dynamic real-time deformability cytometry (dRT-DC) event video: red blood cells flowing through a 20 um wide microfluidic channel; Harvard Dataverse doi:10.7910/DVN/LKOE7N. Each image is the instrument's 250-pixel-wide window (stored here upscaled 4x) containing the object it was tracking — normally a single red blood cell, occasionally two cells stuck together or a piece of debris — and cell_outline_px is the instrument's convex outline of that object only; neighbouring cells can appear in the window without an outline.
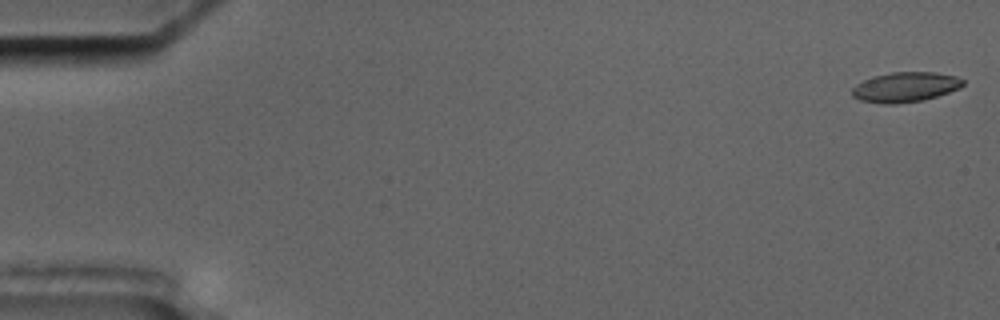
{"species": "common noctule bat (a hibernating species)", "species_latin": "Nyctalus noctula", "temperature_condition": "cold", "stored_images_in_passage": 6, "segment_of_instrument_passage": [1, 2], "camera_frame_rate_fps": 3000, "um_per_image_px": 0.085, "animal": {"sex": "male", "body_mass_g": 17.5, "forearm_length_mm": 52.3}, "frame": {"image": 1, "passage_image": 1, "time_ms": 0.0, "image_size_px": [1000, 320], "cell_outline_px": [[964, 84], [960, 88], [924, 100], [892, 104], [884, 104], [860, 100], [852, 96], [852, 88], [856, 84], [864, 80], [876, 76], [892, 72], [936, 72], [956, 76], [964, 80]], "centroid_in_image_um": [76.96, 7.4], "position_along_channel_um": 8.0, "area_um2": 19.25}}
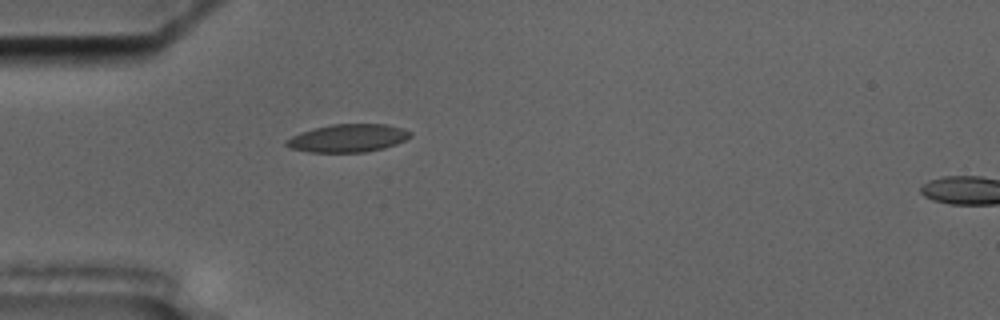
{"frame": {"image": 2, "passage_image": 5, "time_ms": 5.333, "image_size_px": [1000, 320], "cell_outline_px": [[412, 136], [396, 144], [384, 148], [364, 152], [308, 152], [288, 148], [284, 144], [284, 140], [300, 132], [332, 124], [388, 124], [404, 128], [412, 132]], "centroid_in_image_um": [29.57, 11.74], "position_along_channel_um": 55.4, "area_um2": 20.35}}